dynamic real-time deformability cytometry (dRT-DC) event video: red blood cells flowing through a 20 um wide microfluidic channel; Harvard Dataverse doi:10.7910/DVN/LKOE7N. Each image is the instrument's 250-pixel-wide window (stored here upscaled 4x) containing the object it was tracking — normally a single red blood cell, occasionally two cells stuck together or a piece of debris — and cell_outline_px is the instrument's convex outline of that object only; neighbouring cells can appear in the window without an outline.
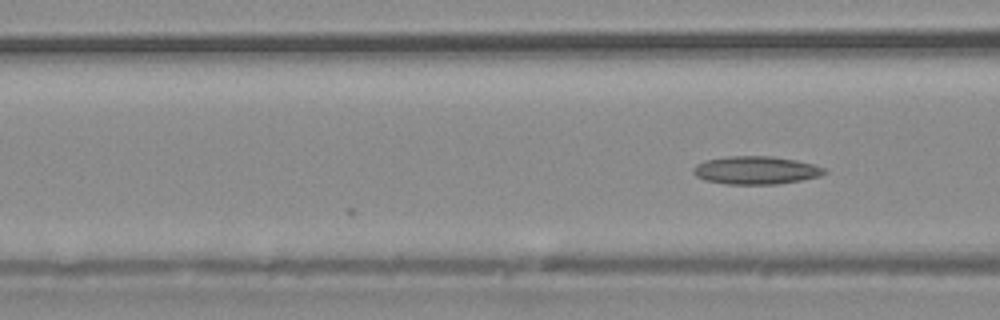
{"species": "common noctule bat (a hibernating species)", "species_latin": "Nyctalus noctula", "temperature_condition": "warm", "stored_images_in_passage": 15, "camera_frame_rate_fps": 3000, "um_per_image_px": 0.085, "animal": {"sex": "male", "body_mass_g": 20.4}, "frame": {"image": 1, "passage_image": 15, "time_ms": 4.667, "image_size_px": [1000, 320], "cell_outline_px": [[828, 172], [820, 176], [800, 180], [776, 184], [724, 184], [704, 180], [696, 176], [692, 172], [692, 168], [696, 164], [704, 160], [728, 156], [772, 156], [796, 160], [812, 164], [824, 168]], "centroid_in_image_um": [64.21, 14.47], "position_along_channel_um": 102.4, "area_um2": 21.5}}